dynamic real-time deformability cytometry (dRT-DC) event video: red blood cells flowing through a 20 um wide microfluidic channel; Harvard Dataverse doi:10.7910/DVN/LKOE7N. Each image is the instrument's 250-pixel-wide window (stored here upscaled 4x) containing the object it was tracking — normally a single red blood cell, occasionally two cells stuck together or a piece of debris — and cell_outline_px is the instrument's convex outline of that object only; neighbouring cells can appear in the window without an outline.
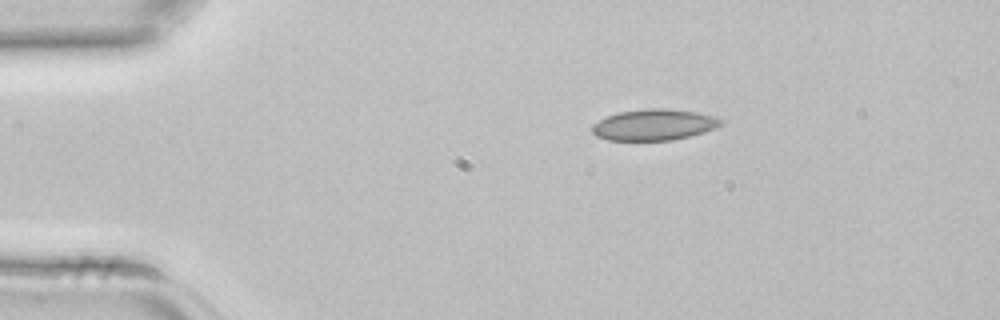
{"species": "common noctule bat (a hibernating species)", "species_latin": "Nyctalus noctula", "temperature_condition": "room temperature", "stored_images_in_passage": 2, "camera_frame_rate_fps": 3000, "um_per_image_px": 0.085, "animal": {"sex": "female", "body_mass_g": 22.7, "forearm_length_mm": 54.2}, "frame": {"image": 1, "passage_image": 1, "time_ms": 0.0, "image_size_px": [1000, 320], "cell_outline_px": [[724, 120], [720, 124], [712, 128], [688, 136], [672, 140], [608, 140], [596, 136], [592, 132], [592, 124], [608, 116], [620, 112], [648, 108], [668, 108], [696, 112], [712, 116]], "centroid_in_image_um": [55.54, 10.6], "position_along_channel_um": 29.5, "area_um2": 22.95}}